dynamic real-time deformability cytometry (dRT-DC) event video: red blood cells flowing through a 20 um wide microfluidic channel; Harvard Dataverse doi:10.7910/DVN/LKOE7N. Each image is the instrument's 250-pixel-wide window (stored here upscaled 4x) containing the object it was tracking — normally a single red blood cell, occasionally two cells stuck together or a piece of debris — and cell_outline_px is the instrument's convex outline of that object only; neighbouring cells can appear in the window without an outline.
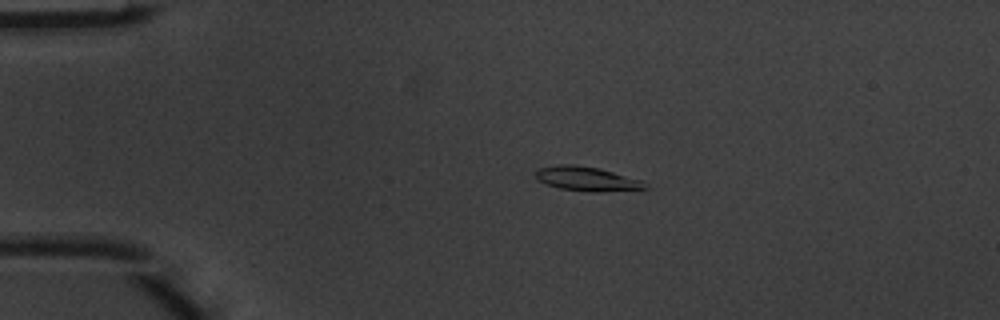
{"species": "common noctule bat (a hibernating species)", "species_latin": "Nyctalus noctula", "temperature_condition": "warm", "stored_images_in_passage": 4, "camera_frame_rate_fps": 3000, "um_per_image_px": 0.085, "animal": {"sex": "male", "body_mass_g": 20.1, "forearm_length_mm": 53.5}, "frame": {"image": 1, "passage_image": 3, "time_ms": 0.667, "image_size_px": [1000, 320], "cell_outline_px": [[648, 188], [596, 192], [592, 192], [560, 188], [536, 180], [536, 168], [560, 164], [576, 164], [600, 168], [644, 180]], "centroid_in_image_um": [49.89, 15.18], "position_along_channel_um": 35.1, "area_um2": 15.61}}